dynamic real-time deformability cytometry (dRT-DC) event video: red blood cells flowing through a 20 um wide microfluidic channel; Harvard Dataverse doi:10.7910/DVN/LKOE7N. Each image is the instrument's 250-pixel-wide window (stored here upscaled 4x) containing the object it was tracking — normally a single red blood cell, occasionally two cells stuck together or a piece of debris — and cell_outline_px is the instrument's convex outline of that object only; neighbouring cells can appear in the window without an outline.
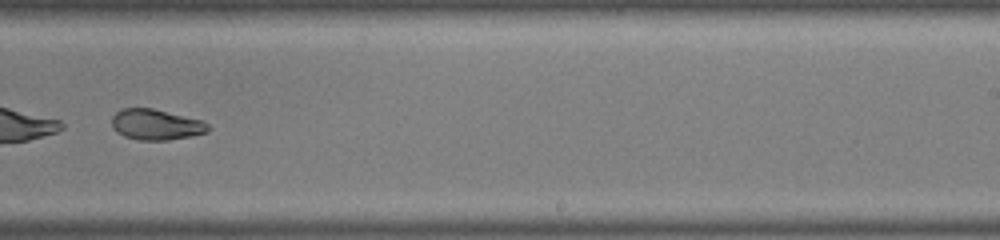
{"species": "common noctule bat (a hibernating species)", "species_latin": "Nyctalus noctula", "temperature_condition": "warm", "stored_images_in_passage": 31, "camera_frame_rate_fps": 3000, "um_per_image_px": 0.085, "animal": {"sex": "male", "body_mass_g": 19.0, "forearm_length_mm": 50.8}, "frame": {"image": 1, "passage_image": 18, "time_ms": 5.667, "image_size_px": [1000, 240], "cell_outline_px": [[212, 128], [208, 132], [192, 136], [168, 140], [140, 140], [124, 136], [116, 132], [112, 128], [112, 116], [120, 108], [152, 108], [204, 120]], "centroid_in_image_um": [13.29, 10.58], "position_along_channel_um": 275.7, "area_um2": 17.51}, "authors_computed_cell_mechanics": {"area_um2": 18.0336, "velocity_mm_per_s": 4.0931, "shape_relaxation_time_tau1_ms": 1.1885, "shape_relaxation_time_tau2_ms": 1.9665, "deformation_change_tau1": 0.2634, "deformation_change_tau2": 0.0697}}